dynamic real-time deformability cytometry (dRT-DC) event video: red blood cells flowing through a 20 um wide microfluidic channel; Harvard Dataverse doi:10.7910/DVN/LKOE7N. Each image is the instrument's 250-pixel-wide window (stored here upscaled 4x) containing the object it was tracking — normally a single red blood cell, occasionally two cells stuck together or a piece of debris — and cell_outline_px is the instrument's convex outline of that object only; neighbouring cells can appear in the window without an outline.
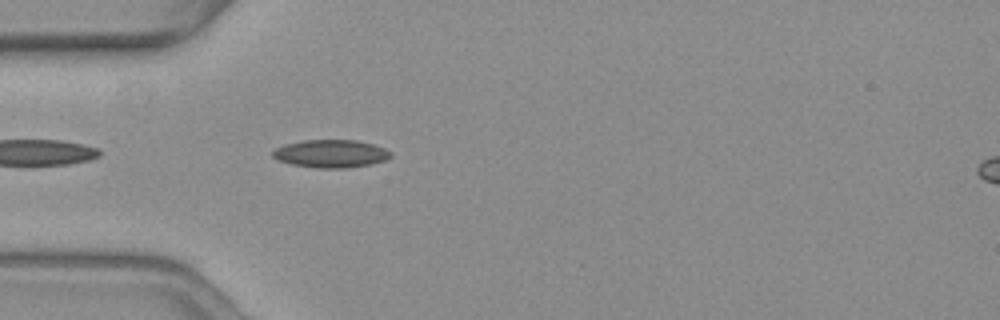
{"species": "common noctule bat (a hibernating species)", "species_latin": "Nyctalus noctula", "temperature_condition": "warm", "stored_images_in_passage": 41, "camera_frame_rate_fps": 3000, "um_per_image_px": 0.085, "animal": {"sex": "female", "body_mass_g": 19.3, "forearm_length_mm": 54.1}, "frame": {"image": 1, "passage_image": 3, "time_ms": 0.667, "image_size_px": [1000, 320], "cell_outline_px": [[392, 156], [384, 160], [372, 164], [344, 168], [316, 168], [292, 164], [276, 160], [272, 156], [272, 152], [276, 148], [284, 144], [300, 140], [356, 140], [372, 144], [384, 148], [392, 152]], "centroid_in_image_um": [28.1, 13.06], "position_along_channel_um": 56.9, "area_um2": 19.25}}
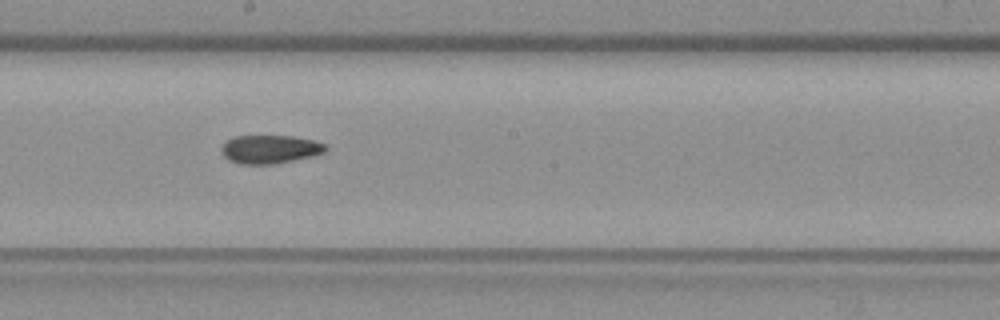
{"frame": {"image": 2, "passage_image": 17, "time_ms": 5.333, "image_size_px": [1000, 320], "cell_outline_px": [[328, 148], [324, 152], [316, 156], [276, 164], [240, 164], [228, 160], [220, 152], [220, 148], [232, 136], [292, 136], [312, 140], [324, 144]], "centroid_in_image_um": [22.94, 12.7], "position_along_channel_um": 225.3, "area_um2": 17.46}}
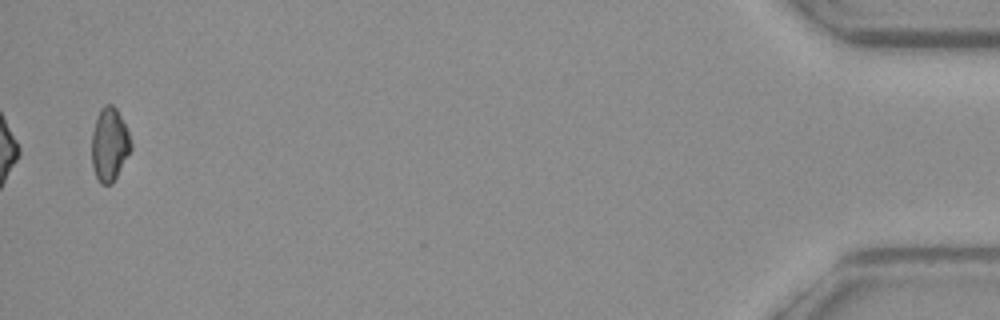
{"frame": {"image": 3, "passage_image": 41, "time_ms": 13.333, "image_size_px": [1000, 320], "cell_outline_px": [[132, 148], [112, 184], [100, 184], [92, 168], [92, 132], [96, 116], [100, 108], [104, 104], [112, 104], [116, 108], [128, 132], [132, 144]], "centroid_in_image_um": [9.29, 12.27], "position_along_channel_um": 425.9, "area_um2": 16.76}, "authors_computed_cell_mechanics": {"area_um2": 17.629, "velocity_mm_per_s": 3.6834, "shape_relaxation_time_tau1_ms": null, "shape_relaxation_time_tau2_ms": 11.3137, "deformation_change_tau1": null, "deformation_change_tau2": 0.1755}}